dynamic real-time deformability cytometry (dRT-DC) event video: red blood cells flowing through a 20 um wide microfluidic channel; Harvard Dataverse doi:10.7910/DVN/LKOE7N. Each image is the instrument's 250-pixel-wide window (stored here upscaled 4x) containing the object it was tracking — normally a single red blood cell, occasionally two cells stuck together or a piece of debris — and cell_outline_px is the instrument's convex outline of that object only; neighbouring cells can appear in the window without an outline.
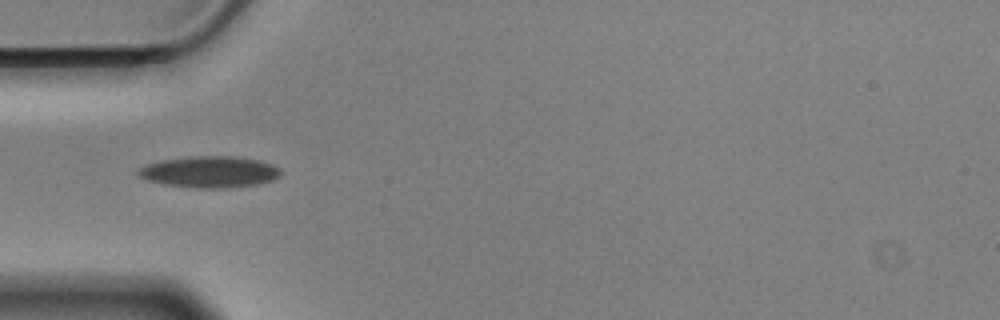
{"species": "Egyptian fruit bat (a non-hibernating species)", "species_latin": "Rousettus aegyptiacus", "temperature_condition": "cold", "stored_images_in_passage": 39, "camera_frame_rate_fps": 3000, "um_per_image_px": 0.085, "animal": {"sex": "male"}, "frame": {"image": 1, "passage_image": 1, "time_ms": 0.0, "image_size_px": [1000, 320], "cell_outline_px": [[280, 176], [272, 180], [256, 184], [224, 188], [192, 188], [164, 184], [144, 180], [136, 172], [140, 168], [148, 164], [160, 160], [188, 156], [232, 156], [260, 160], [272, 164], [280, 168]], "centroid_in_image_um": [17.8, 14.61], "position_along_channel_um": 67.2, "area_um2": 26.18}}
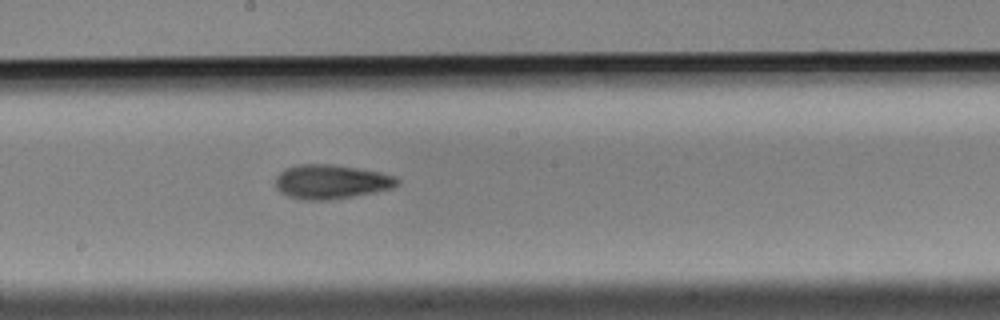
{"frame": {"image": 2, "passage_image": 14, "time_ms": 4.333, "image_size_px": [1000, 320], "cell_outline_px": [[400, 184], [392, 188], [332, 200], [304, 200], [288, 196], [280, 192], [276, 188], [276, 176], [284, 168], [300, 164], [332, 164], [380, 172], [396, 176], [400, 180]], "centroid_in_image_um": [28.14, 15.44], "position_along_channel_um": 220.1, "area_um2": 24.33}}
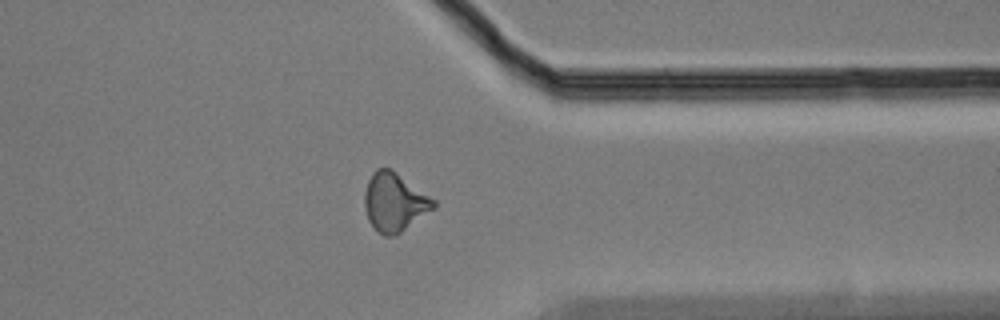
{"frame": {"image": 3, "passage_image": 28, "time_ms": 9.0, "image_size_px": [1000, 320], "cell_outline_px": [[436, 208], [400, 232], [392, 236], [384, 236], [376, 232], [368, 220], [364, 208], [364, 192], [368, 180], [372, 172], [376, 168], [392, 168], [436, 200]], "centroid_in_image_um": [33.52, 17.17], "position_along_channel_um": 377.9, "area_um2": 23.87}, "authors_computed_cell_mechanics": {"area_um2": 23.0044, "velocity_mm_per_s": 3.5095, "shape_relaxation_time_tau1_ms": 9.0768, "shape_relaxation_time_tau2_ms": 5.0545, "deformation_change_tau1": 0.1701, "deformation_change_tau2": 0.1367}}